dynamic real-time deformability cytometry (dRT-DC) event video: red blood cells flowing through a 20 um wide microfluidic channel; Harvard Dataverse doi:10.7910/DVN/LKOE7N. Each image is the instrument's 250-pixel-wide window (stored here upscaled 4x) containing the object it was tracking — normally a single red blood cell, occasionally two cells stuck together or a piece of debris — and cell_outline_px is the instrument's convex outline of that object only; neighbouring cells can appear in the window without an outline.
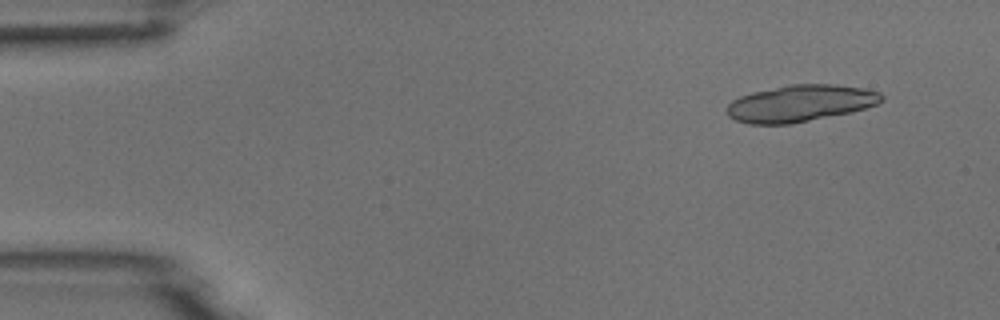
{"species": "common noctule bat (a hibernating species)", "species_latin": "Nyctalus noctula", "temperature_condition": "room temperature", "stored_images_in_passage": 6, "camera_frame_rate_fps": 3000, "um_per_image_px": 0.085, "animal": {"sex": "male", "body_mass_g": 18.8}, "frame": {"image": 1, "passage_image": 2, "time_ms": 1.0, "image_size_px": [1000, 320], "cell_outline_px": [[884, 100], [876, 104], [852, 112], [792, 124], [748, 124], [736, 120], [728, 116], [728, 104], [732, 100], [740, 96], [752, 92], [788, 84], [836, 84], [864, 88], [880, 92], [884, 96]], "centroid_in_image_um": [68.04, 8.78], "position_along_channel_um": 17.0, "area_um2": 33.29}}